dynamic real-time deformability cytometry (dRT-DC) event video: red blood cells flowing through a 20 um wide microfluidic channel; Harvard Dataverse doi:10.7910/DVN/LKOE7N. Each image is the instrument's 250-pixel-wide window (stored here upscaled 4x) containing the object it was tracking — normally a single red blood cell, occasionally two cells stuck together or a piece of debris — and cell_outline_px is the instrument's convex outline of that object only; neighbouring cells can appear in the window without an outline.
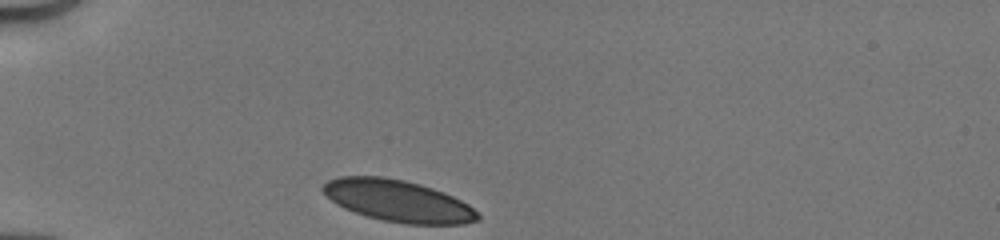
{"species": "human", "species_latin": "Homo sapiens", "temperature_condition": "cold", "stored_images_in_passage": 29, "camera_frame_rate_fps": 3000, "um_per_image_px": 0.085, "donor": {"sex": "male"}, "frame": {"image": 1, "passage_image": 1, "time_ms": 0.0, "image_size_px": [1000, 240], "cell_outline_px": [[480, 220], [464, 224], [404, 224], [384, 220], [368, 216], [344, 208], [336, 204], [320, 188], [328, 180], [336, 176], [384, 176], [404, 180], [420, 184], [444, 192], [468, 204], [480, 216]], "centroid_in_image_um": [33.83, 17.06], "position_along_channel_um": 51.2, "area_um2": 37.51}}
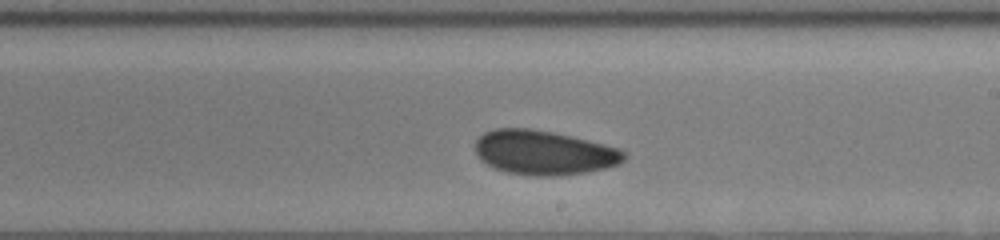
{"frame": {"image": 2, "passage_image": 17, "time_ms": 5.333, "image_size_px": [1000, 240], "cell_outline_px": [[628, 156], [620, 164], [604, 168], [584, 172], [560, 176], [528, 176], [508, 172], [496, 168], [480, 160], [476, 152], [476, 140], [484, 132], [496, 128], [532, 128], [572, 136], [620, 148]], "centroid_in_image_um": [46.25, 12.97], "position_along_channel_um": 242.8, "area_um2": 38.61}}
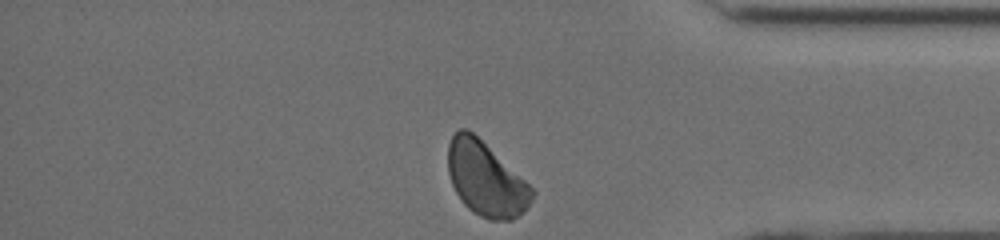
{"frame": {"image": 3, "passage_image": 29, "time_ms": 9.333, "image_size_px": [1000, 240], "cell_outline_px": [[536, 192], [532, 200], [512, 220], [488, 220], [480, 216], [468, 208], [464, 204], [456, 192], [452, 184], [448, 172], [448, 144], [452, 136], [460, 128], [468, 128], [524, 180]], "centroid_in_image_um": [41.26, 15.22], "position_along_channel_um": 393.9, "area_um2": 35.6}, "authors_computed_cell_mechanics": {"area_um2": 37.8012, "velocity_mm_per_s": 4.1007, "shape_relaxation_time_tau1_ms": 2.6496, "shape_relaxation_time_tau2_ms": 4.0242, "deformation_change_tau1": 0.0589, "deformation_change_tau2": 0.0713}}